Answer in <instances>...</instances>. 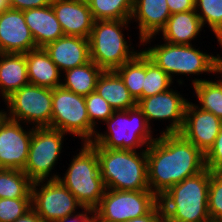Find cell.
Instances as JSON below:
<instances>
[{"instance_id":"8d00e7d4","label":"cell","mask_w":222,"mask_h":222,"mask_svg":"<svg viewBox=\"0 0 222 222\" xmlns=\"http://www.w3.org/2000/svg\"><path fill=\"white\" fill-rule=\"evenodd\" d=\"M125 222H166L162 208L158 203L148 214Z\"/></svg>"},{"instance_id":"d6a6232c","label":"cell","mask_w":222,"mask_h":222,"mask_svg":"<svg viewBox=\"0 0 222 222\" xmlns=\"http://www.w3.org/2000/svg\"><path fill=\"white\" fill-rule=\"evenodd\" d=\"M208 212L211 222L222 221V173L210 171Z\"/></svg>"},{"instance_id":"e0dca14e","label":"cell","mask_w":222,"mask_h":222,"mask_svg":"<svg viewBox=\"0 0 222 222\" xmlns=\"http://www.w3.org/2000/svg\"><path fill=\"white\" fill-rule=\"evenodd\" d=\"M51 6L64 35L89 38L95 20L86 1L52 0Z\"/></svg>"},{"instance_id":"7c38bea8","label":"cell","mask_w":222,"mask_h":222,"mask_svg":"<svg viewBox=\"0 0 222 222\" xmlns=\"http://www.w3.org/2000/svg\"><path fill=\"white\" fill-rule=\"evenodd\" d=\"M31 197L32 208L44 222H59L79 213L77 209H84L59 179L34 182Z\"/></svg>"},{"instance_id":"7402d4cb","label":"cell","mask_w":222,"mask_h":222,"mask_svg":"<svg viewBox=\"0 0 222 222\" xmlns=\"http://www.w3.org/2000/svg\"><path fill=\"white\" fill-rule=\"evenodd\" d=\"M29 84L54 89L61 86L62 72L43 48L25 53Z\"/></svg>"},{"instance_id":"ab89813d","label":"cell","mask_w":222,"mask_h":222,"mask_svg":"<svg viewBox=\"0 0 222 222\" xmlns=\"http://www.w3.org/2000/svg\"><path fill=\"white\" fill-rule=\"evenodd\" d=\"M14 222H44V221L32 208L25 215L17 218Z\"/></svg>"},{"instance_id":"9a60e30c","label":"cell","mask_w":222,"mask_h":222,"mask_svg":"<svg viewBox=\"0 0 222 222\" xmlns=\"http://www.w3.org/2000/svg\"><path fill=\"white\" fill-rule=\"evenodd\" d=\"M221 126V119L189 101L180 134L205 155L214 144Z\"/></svg>"},{"instance_id":"603a6c76","label":"cell","mask_w":222,"mask_h":222,"mask_svg":"<svg viewBox=\"0 0 222 222\" xmlns=\"http://www.w3.org/2000/svg\"><path fill=\"white\" fill-rule=\"evenodd\" d=\"M28 84L25 53H0V96L3 101Z\"/></svg>"},{"instance_id":"e575fe53","label":"cell","mask_w":222,"mask_h":222,"mask_svg":"<svg viewBox=\"0 0 222 222\" xmlns=\"http://www.w3.org/2000/svg\"><path fill=\"white\" fill-rule=\"evenodd\" d=\"M205 165L211 172L222 173V126L214 144L205 154Z\"/></svg>"},{"instance_id":"ba28073f","label":"cell","mask_w":222,"mask_h":222,"mask_svg":"<svg viewBox=\"0 0 222 222\" xmlns=\"http://www.w3.org/2000/svg\"><path fill=\"white\" fill-rule=\"evenodd\" d=\"M49 128L79 137L82 143L91 142L97 132L88 117L85 97L62 86L52 89V119Z\"/></svg>"},{"instance_id":"d4e9b609","label":"cell","mask_w":222,"mask_h":222,"mask_svg":"<svg viewBox=\"0 0 222 222\" xmlns=\"http://www.w3.org/2000/svg\"><path fill=\"white\" fill-rule=\"evenodd\" d=\"M103 70L92 60L62 73L61 86L81 96L95 91L96 82Z\"/></svg>"},{"instance_id":"83f0119b","label":"cell","mask_w":222,"mask_h":222,"mask_svg":"<svg viewBox=\"0 0 222 222\" xmlns=\"http://www.w3.org/2000/svg\"><path fill=\"white\" fill-rule=\"evenodd\" d=\"M199 108L209 111L222 120V79L204 80L192 87Z\"/></svg>"},{"instance_id":"8992f818","label":"cell","mask_w":222,"mask_h":222,"mask_svg":"<svg viewBox=\"0 0 222 222\" xmlns=\"http://www.w3.org/2000/svg\"><path fill=\"white\" fill-rule=\"evenodd\" d=\"M130 24V20L94 21L88 38L90 60L103 71L117 69L124 63L132 60L141 51L140 49L135 50L132 47L131 40H126L123 33L125 32L124 30L129 31Z\"/></svg>"},{"instance_id":"ffe728a7","label":"cell","mask_w":222,"mask_h":222,"mask_svg":"<svg viewBox=\"0 0 222 222\" xmlns=\"http://www.w3.org/2000/svg\"><path fill=\"white\" fill-rule=\"evenodd\" d=\"M23 14L37 48H43L48 43L64 36L51 4L24 10Z\"/></svg>"},{"instance_id":"1f68e13d","label":"cell","mask_w":222,"mask_h":222,"mask_svg":"<svg viewBox=\"0 0 222 222\" xmlns=\"http://www.w3.org/2000/svg\"><path fill=\"white\" fill-rule=\"evenodd\" d=\"M85 104L90 122L96 130L98 123H104L115 111L96 91L85 96Z\"/></svg>"},{"instance_id":"8fae6325","label":"cell","mask_w":222,"mask_h":222,"mask_svg":"<svg viewBox=\"0 0 222 222\" xmlns=\"http://www.w3.org/2000/svg\"><path fill=\"white\" fill-rule=\"evenodd\" d=\"M158 203L159 198L151 190L106 189L94 212L97 222H125L148 214Z\"/></svg>"},{"instance_id":"4316f807","label":"cell","mask_w":222,"mask_h":222,"mask_svg":"<svg viewBox=\"0 0 222 222\" xmlns=\"http://www.w3.org/2000/svg\"><path fill=\"white\" fill-rule=\"evenodd\" d=\"M32 184L21 170L0 169V198H32Z\"/></svg>"},{"instance_id":"30bf717a","label":"cell","mask_w":222,"mask_h":222,"mask_svg":"<svg viewBox=\"0 0 222 222\" xmlns=\"http://www.w3.org/2000/svg\"><path fill=\"white\" fill-rule=\"evenodd\" d=\"M66 135L68 134L49 127L33 128L28 160L23 169L33 183L59 178L58 172L55 174L53 170L62 155Z\"/></svg>"},{"instance_id":"277c9868","label":"cell","mask_w":222,"mask_h":222,"mask_svg":"<svg viewBox=\"0 0 222 222\" xmlns=\"http://www.w3.org/2000/svg\"><path fill=\"white\" fill-rule=\"evenodd\" d=\"M97 151L100 175L106 189L120 191L150 190L146 150L106 149L92 146Z\"/></svg>"},{"instance_id":"5b68a950","label":"cell","mask_w":222,"mask_h":222,"mask_svg":"<svg viewBox=\"0 0 222 222\" xmlns=\"http://www.w3.org/2000/svg\"><path fill=\"white\" fill-rule=\"evenodd\" d=\"M104 124L107 126L106 130L104 133L97 130L94 139L89 142L91 146L137 151L146 150L156 139L153 136L154 128L148 125L138 106L114 111Z\"/></svg>"},{"instance_id":"f35d334b","label":"cell","mask_w":222,"mask_h":222,"mask_svg":"<svg viewBox=\"0 0 222 222\" xmlns=\"http://www.w3.org/2000/svg\"><path fill=\"white\" fill-rule=\"evenodd\" d=\"M59 222H97V220L94 210L84 208L81 212L79 210V213L65 217Z\"/></svg>"},{"instance_id":"2e32d148","label":"cell","mask_w":222,"mask_h":222,"mask_svg":"<svg viewBox=\"0 0 222 222\" xmlns=\"http://www.w3.org/2000/svg\"><path fill=\"white\" fill-rule=\"evenodd\" d=\"M37 49L23 11L9 9L0 14V53H27Z\"/></svg>"},{"instance_id":"484cf974","label":"cell","mask_w":222,"mask_h":222,"mask_svg":"<svg viewBox=\"0 0 222 222\" xmlns=\"http://www.w3.org/2000/svg\"><path fill=\"white\" fill-rule=\"evenodd\" d=\"M122 79L136 102L142 99V87L146 77V55L141 50L132 60L114 70Z\"/></svg>"},{"instance_id":"60d3db41","label":"cell","mask_w":222,"mask_h":222,"mask_svg":"<svg viewBox=\"0 0 222 222\" xmlns=\"http://www.w3.org/2000/svg\"><path fill=\"white\" fill-rule=\"evenodd\" d=\"M11 9L9 0H0V14Z\"/></svg>"},{"instance_id":"f1b7e54d","label":"cell","mask_w":222,"mask_h":222,"mask_svg":"<svg viewBox=\"0 0 222 222\" xmlns=\"http://www.w3.org/2000/svg\"><path fill=\"white\" fill-rule=\"evenodd\" d=\"M94 20H130L134 0H89Z\"/></svg>"},{"instance_id":"5bb4252c","label":"cell","mask_w":222,"mask_h":222,"mask_svg":"<svg viewBox=\"0 0 222 222\" xmlns=\"http://www.w3.org/2000/svg\"><path fill=\"white\" fill-rule=\"evenodd\" d=\"M8 119L0 121V169L21 170L26 166L33 127Z\"/></svg>"},{"instance_id":"b9f144b4","label":"cell","mask_w":222,"mask_h":222,"mask_svg":"<svg viewBox=\"0 0 222 222\" xmlns=\"http://www.w3.org/2000/svg\"><path fill=\"white\" fill-rule=\"evenodd\" d=\"M5 117L4 109H0V121Z\"/></svg>"},{"instance_id":"7a4b0ae2","label":"cell","mask_w":222,"mask_h":222,"mask_svg":"<svg viewBox=\"0 0 222 222\" xmlns=\"http://www.w3.org/2000/svg\"><path fill=\"white\" fill-rule=\"evenodd\" d=\"M153 39L156 36H152L144 39L141 42V46H147L141 50L144 54L154 62L158 67H160L165 73H167L173 82H178L179 85L185 84L179 75L184 76H197L194 77L190 85L200 83L207 79L199 78L200 74L206 73L217 74L222 67V57L217 54V56L211 55L206 51L203 52L197 46L192 45H175L164 41L162 44H154L151 47ZM144 49V50H143ZM180 78L178 79V77Z\"/></svg>"},{"instance_id":"d590c367","label":"cell","mask_w":222,"mask_h":222,"mask_svg":"<svg viewBox=\"0 0 222 222\" xmlns=\"http://www.w3.org/2000/svg\"><path fill=\"white\" fill-rule=\"evenodd\" d=\"M52 0H9L11 9L24 11L32 8H40L51 4Z\"/></svg>"},{"instance_id":"d6986e66","label":"cell","mask_w":222,"mask_h":222,"mask_svg":"<svg viewBox=\"0 0 222 222\" xmlns=\"http://www.w3.org/2000/svg\"><path fill=\"white\" fill-rule=\"evenodd\" d=\"M170 15L166 0H134L130 21L138 24L139 48L144 39L161 35Z\"/></svg>"},{"instance_id":"cb8c5ba5","label":"cell","mask_w":222,"mask_h":222,"mask_svg":"<svg viewBox=\"0 0 222 222\" xmlns=\"http://www.w3.org/2000/svg\"><path fill=\"white\" fill-rule=\"evenodd\" d=\"M95 91L115 110H129L137 106L120 76L114 71H103L96 82Z\"/></svg>"},{"instance_id":"9c48e42d","label":"cell","mask_w":222,"mask_h":222,"mask_svg":"<svg viewBox=\"0 0 222 222\" xmlns=\"http://www.w3.org/2000/svg\"><path fill=\"white\" fill-rule=\"evenodd\" d=\"M5 116L33 128L50 127L52 119V89L28 84L4 101Z\"/></svg>"},{"instance_id":"7bdbcfd3","label":"cell","mask_w":222,"mask_h":222,"mask_svg":"<svg viewBox=\"0 0 222 222\" xmlns=\"http://www.w3.org/2000/svg\"><path fill=\"white\" fill-rule=\"evenodd\" d=\"M217 75H219V76L216 77ZM221 75H222V67L220 68L219 72L215 75V78H220V77H222Z\"/></svg>"},{"instance_id":"44dd1931","label":"cell","mask_w":222,"mask_h":222,"mask_svg":"<svg viewBox=\"0 0 222 222\" xmlns=\"http://www.w3.org/2000/svg\"><path fill=\"white\" fill-rule=\"evenodd\" d=\"M204 30L195 10L171 14L160 31L162 40L175 45H192L200 32Z\"/></svg>"},{"instance_id":"6da1fadb","label":"cell","mask_w":222,"mask_h":222,"mask_svg":"<svg viewBox=\"0 0 222 222\" xmlns=\"http://www.w3.org/2000/svg\"><path fill=\"white\" fill-rule=\"evenodd\" d=\"M146 153L148 185L158 198L173 185L206 169L205 155L180 133H159Z\"/></svg>"},{"instance_id":"52a82bcc","label":"cell","mask_w":222,"mask_h":222,"mask_svg":"<svg viewBox=\"0 0 222 222\" xmlns=\"http://www.w3.org/2000/svg\"><path fill=\"white\" fill-rule=\"evenodd\" d=\"M81 145L79 153L72 156L64 176H59L58 179L83 208L94 210L106 188L100 175L97 151L89 143Z\"/></svg>"},{"instance_id":"4fadbf2b","label":"cell","mask_w":222,"mask_h":222,"mask_svg":"<svg viewBox=\"0 0 222 222\" xmlns=\"http://www.w3.org/2000/svg\"><path fill=\"white\" fill-rule=\"evenodd\" d=\"M189 100L170 88L167 91L153 96L142 98L137 102L138 108L143 112L150 127L152 121H168V126L160 134L180 133L184 125L185 111ZM151 124V125H150Z\"/></svg>"},{"instance_id":"836d02e7","label":"cell","mask_w":222,"mask_h":222,"mask_svg":"<svg viewBox=\"0 0 222 222\" xmlns=\"http://www.w3.org/2000/svg\"><path fill=\"white\" fill-rule=\"evenodd\" d=\"M32 209V198H0V222H14Z\"/></svg>"},{"instance_id":"f546056e","label":"cell","mask_w":222,"mask_h":222,"mask_svg":"<svg viewBox=\"0 0 222 222\" xmlns=\"http://www.w3.org/2000/svg\"><path fill=\"white\" fill-rule=\"evenodd\" d=\"M195 11L203 27L211 29L222 48V0H195Z\"/></svg>"},{"instance_id":"3957f363","label":"cell","mask_w":222,"mask_h":222,"mask_svg":"<svg viewBox=\"0 0 222 222\" xmlns=\"http://www.w3.org/2000/svg\"><path fill=\"white\" fill-rule=\"evenodd\" d=\"M210 170L186 178L159 197L166 222H211L208 212Z\"/></svg>"},{"instance_id":"ac0fdd59","label":"cell","mask_w":222,"mask_h":222,"mask_svg":"<svg viewBox=\"0 0 222 222\" xmlns=\"http://www.w3.org/2000/svg\"><path fill=\"white\" fill-rule=\"evenodd\" d=\"M43 49L62 73L90 61L88 38L64 35Z\"/></svg>"},{"instance_id":"74e56055","label":"cell","mask_w":222,"mask_h":222,"mask_svg":"<svg viewBox=\"0 0 222 222\" xmlns=\"http://www.w3.org/2000/svg\"><path fill=\"white\" fill-rule=\"evenodd\" d=\"M171 14L195 10V0H166Z\"/></svg>"},{"instance_id":"4dcf8cb0","label":"cell","mask_w":222,"mask_h":222,"mask_svg":"<svg viewBox=\"0 0 222 222\" xmlns=\"http://www.w3.org/2000/svg\"><path fill=\"white\" fill-rule=\"evenodd\" d=\"M173 83L170 76L146 56V77L142 87V98L167 91Z\"/></svg>"}]
</instances>
